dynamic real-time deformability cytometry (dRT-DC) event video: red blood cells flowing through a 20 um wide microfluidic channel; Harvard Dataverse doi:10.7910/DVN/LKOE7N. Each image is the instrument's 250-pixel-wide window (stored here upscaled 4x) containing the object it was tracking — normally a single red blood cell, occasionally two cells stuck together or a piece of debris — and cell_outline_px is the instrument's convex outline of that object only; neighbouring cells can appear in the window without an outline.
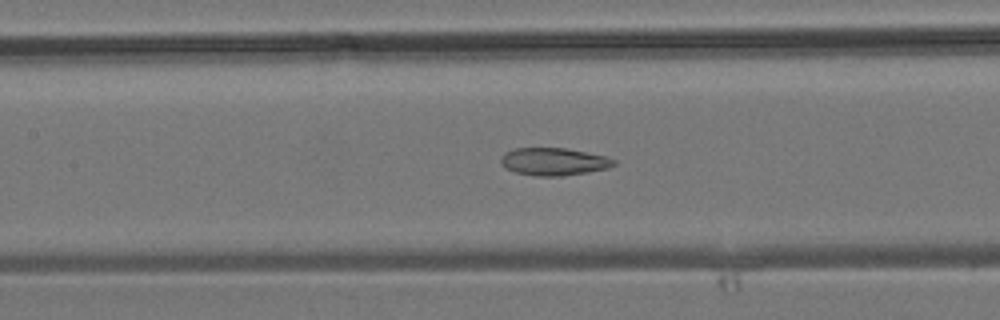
{"species": "common noctule bat (a hibernating species)", "species_latin": "Nyctalus noctula", "temperature_condition": "room temperature", "stored_images_in_passage": 42, "camera_frame_rate_fps": 3000, "um_per_image_px": 0.085, "animal": {"sex": "male", "body_mass_g": 19.2, "forearm_length_mm": 51.8}, "frame": {"image": 1, "passage_image": 18, "time_ms": 5.667, "image_size_px": [1000, 320], "cell_outline_px": [[616, 164], [608, 168], [588, 172], [560, 176], [536, 176], [516, 172], [504, 168], [500, 160], [500, 156], [504, 152], [516, 148], [564, 148], [604, 156], [616, 160]], "centroid_in_image_um": [47.03, 13.74], "position_along_channel_um": 160.4, "area_um2": 18.09}}
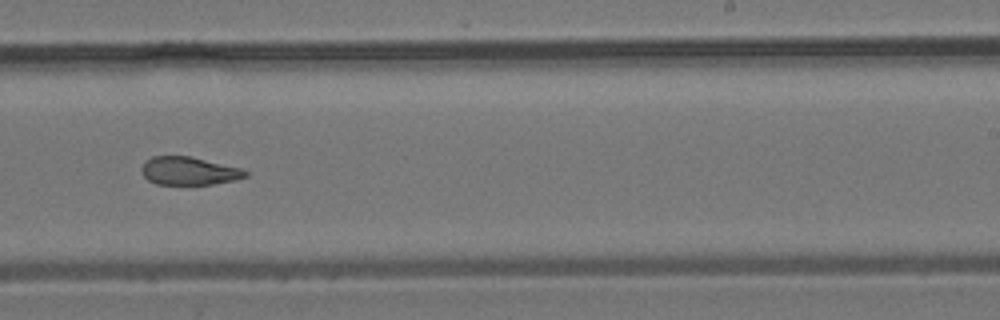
{"frame": {"image": 2, "passage_image": 25, "time_ms": 8.0, "image_size_px": [1000, 320], "cell_outline_px": [[248, 176], [236, 180], [212, 184], [156, 184], [148, 180], [140, 172], [140, 168], [144, 160], [152, 156], [188, 156], [240, 168], [248, 172]], "centroid_in_image_um": [16.01, 14.53], "position_along_channel_um": 273.0, "area_um2": 16.99}}
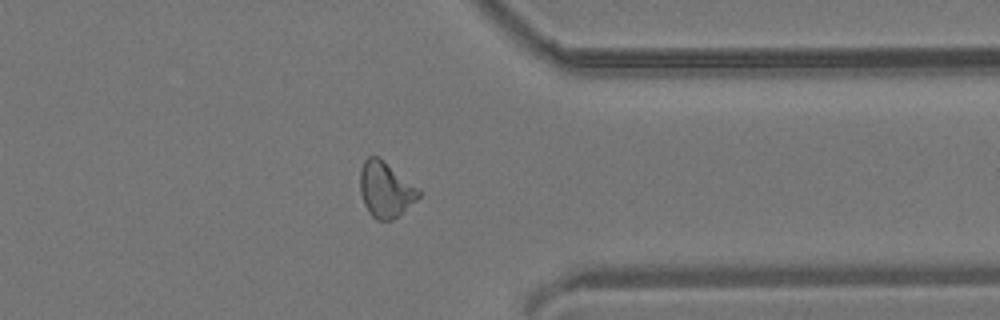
{"frame": {"image": 3, "passage_image": 32, "time_ms": 10.333, "image_size_px": [1000, 320], "cell_outline_px": [[420, 196], [416, 200], [392, 220], [376, 220], [368, 212], [364, 204], [360, 192], [360, 168], [364, 160], [368, 156], [380, 156], [420, 188]], "centroid_in_image_um": [32.76, 16.07], "position_along_channel_um": 378.6, "area_um2": 19.25}}